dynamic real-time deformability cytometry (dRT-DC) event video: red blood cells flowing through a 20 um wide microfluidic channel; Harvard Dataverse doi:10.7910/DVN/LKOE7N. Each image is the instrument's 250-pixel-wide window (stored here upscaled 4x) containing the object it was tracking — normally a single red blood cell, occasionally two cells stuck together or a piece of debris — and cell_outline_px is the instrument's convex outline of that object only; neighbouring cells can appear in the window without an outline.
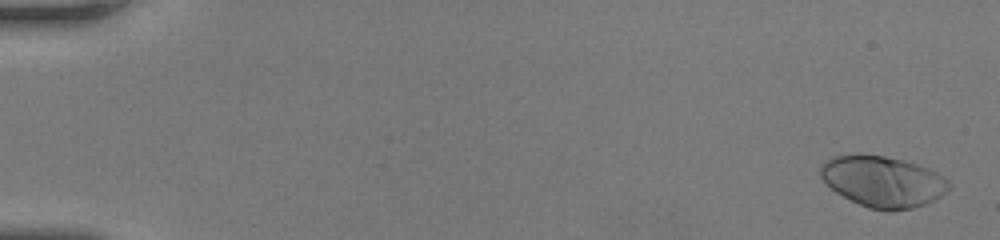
{"species": "human", "species_latin": "Homo sapiens", "temperature_condition": "room temperature", "stored_images_in_passage": 50, "camera_frame_rate_fps": 3000, "um_per_image_px": 0.085, "donor": {"sex": "female"}, "frame": {"image": 1, "passage_image": 1, "time_ms": 0.0, "image_size_px": [1000, 240], "cell_outline_px": [[916, 204], [908, 208], [872, 208], [852, 200], [832, 188], [824, 180], [824, 168], [832, 160], [844, 156], [880, 156], [904, 164]], "centroid_in_image_um": [74.03, 15.41], "position_along_channel_um": 11.0, "area_um2": 26.7}}
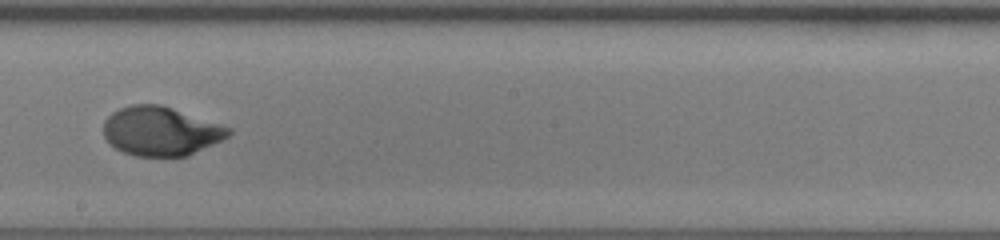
{"frame": {"image": 2, "passage_image": 30, "time_ms": 9.667, "image_size_px": [1000, 240], "cell_outline_px": [[228, 132], [224, 136], [184, 156], [144, 156], [128, 152], [112, 144], [108, 140], [104, 132], [104, 128], [108, 120], [116, 112], [124, 108], [168, 108], [224, 128]], "centroid_in_image_um": [13.58, 11.22], "position_along_channel_um": 234.6, "area_um2": 31.62}}
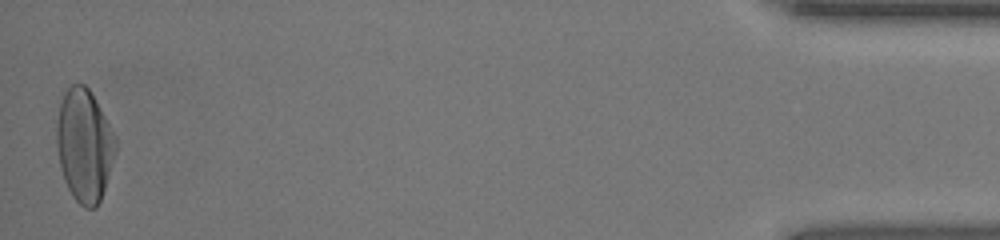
{"frame": {"image": 3, "passage_image": 50, "time_ms": 16.333, "image_size_px": [1000, 240], "cell_outline_px": [[104, 184], [100, 200], [92, 208], [88, 208], [72, 192], [64, 176], [60, 160], [60, 108], [64, 96], [68, 92], [80, 84], [84, 84], [88, 88], [100, 112], [104, 172]], "centroid_in_image_um": [6.97, 12.37], "position_along_channel_um": 428.2, "area_um2": 30.98}, "authors_computed_cell_mechanics": {"area_um2": 31.2409, "velocity_mm_per_s": 4.1854, "shape_relaxation_time_tau1_ms": 3.9249, "shape_relaxation_time_tau2_ms": null, "deformation_change_tau1": 0.2303, "deformation_change_tau2": null}}